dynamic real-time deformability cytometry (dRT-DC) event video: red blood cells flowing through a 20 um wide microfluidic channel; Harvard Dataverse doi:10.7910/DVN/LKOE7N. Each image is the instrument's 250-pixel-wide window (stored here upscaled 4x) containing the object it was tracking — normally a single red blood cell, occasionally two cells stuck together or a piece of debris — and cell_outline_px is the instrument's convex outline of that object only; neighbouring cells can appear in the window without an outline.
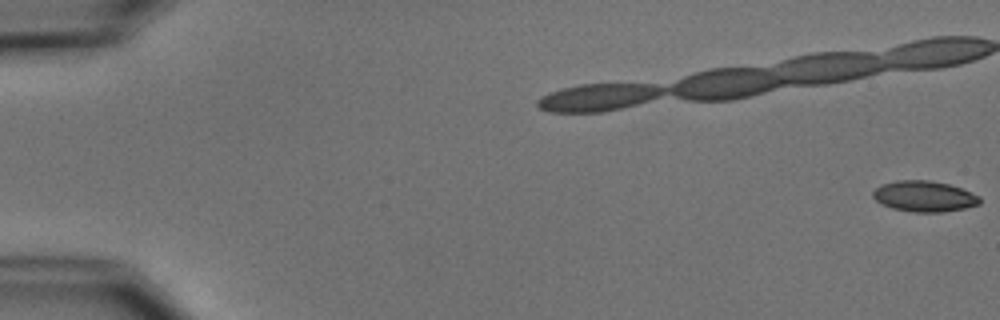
{"species": "common noctule bat (a hibernating species)", "species_latin": "Nyctalus noctula", "temperature_condition": "cold", "stored_images_in_passage": 6, "camera_frame_rate_fps": 3000, "um_per_image_px": 0.085, "animal": {"sex": "male", "body_mass_g": 15.6}, "frame": {"image": 1, "passage_image": 1, "time_ms": 0.0, "image_size_px": [1000, 320], "cell_outline_px": [[980, 204], [964, 208], [940, 212], [916, 212], [892, 208], [880, 204], [872, 196], [872, 192], [880, 184], [896, 180], [928, 180], [948, 184], [972, 192], [980, 196]], "centroid_in_image_um": [78.53, 16.68], "position_along_channel_um": 6.5, "area_um2": 19.19}}
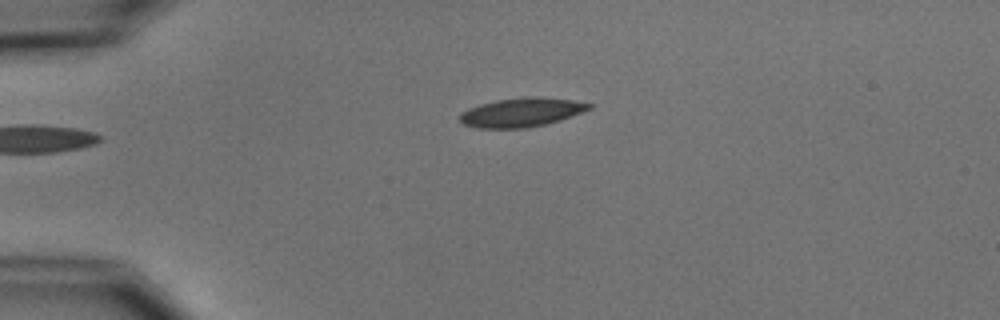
{"frame": {"image": 2, "passage_image": 6, "time_ms": 6.667, "image_size_px": [1000, 320], "cell_outline_px": [[592, 108], [572, 116], [560, 120], [528, 128], [476, 128], [464, 124], [460, 120], [460, 112], [468, 108], [480, 104], [496, 100], [524, 96], [540, 96], [572, 100], [592, 104]], "centroid_in_image_um": [44.32, 9.54], "position_along_channel_um": 40.7, "area_um2": 21.96}}